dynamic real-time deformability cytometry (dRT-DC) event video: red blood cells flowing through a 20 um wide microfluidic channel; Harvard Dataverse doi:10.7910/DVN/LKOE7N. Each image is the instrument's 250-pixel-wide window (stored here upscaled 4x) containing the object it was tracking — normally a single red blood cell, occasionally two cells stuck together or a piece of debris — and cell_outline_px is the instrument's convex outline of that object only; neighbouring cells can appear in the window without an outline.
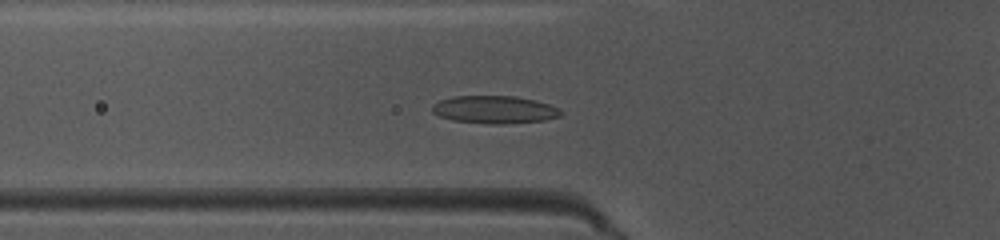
{"species": "common noctule bat (a hibernating species)", "species_latin": "Nyctalus noctula", "temperature_condition": "warm", "stored_images_in_passage": 38, "camera_frame_rate_fps": 3000, "um_per_image_px": 0.085, "animal": {"sex": "female", "body_mass_g": 10.0, "forearm_length_mm": 53.1}, "frame": {"image": 1, "passage_image": 6, "time_ms": 1.667, "image_size_px": [1000, 240], "cell_outline_px": [[564, 112], [560, 116], [544, 120], [504, 124], [488, 124], [452, 120], [440, 116], [432, 112], [432, 104], [440, 100], [452, 96], [516, 96], [536, 100], [560, 108]], "centroid_in_image_um": [42.04, 9.31], "position_along_channel_um": 83.8, "area_um2": 20.92}}
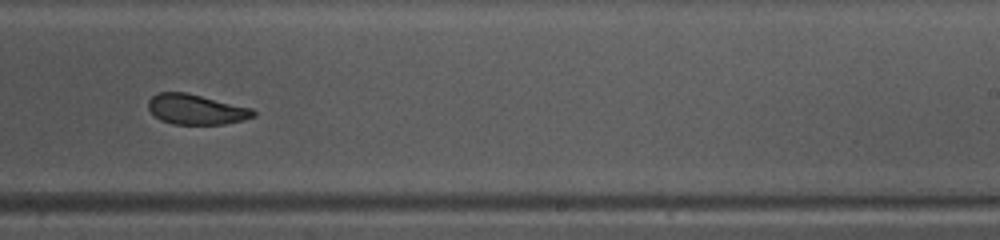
{"frame": {"image": 2, "passage_image": 20, "time_ms": 6.333, "image_size_px": [1000, 240], "cell_outline_px": [[256, 116], [244, 120], [224, 124], [172, 124], [160, 120], [148, 108], [148, 100], [156, 92], [184, 92], [252, 108], [256, 112]], "centroid_in_image_um": [16.67, 9.3], "position_along_channel_um": 272.3, "area_um2": 18.44}}
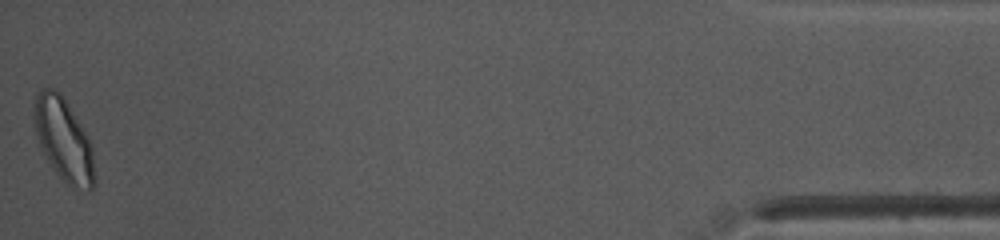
{"frame": {"image": 3, "passage_image": 38, "time_ms": 12.333, "image_size_px": [1000, 240], "cell_outline_px": [[96, 180], [92, 188], [88, 192], [72, 188], [56, 172], [48, 160], [40, 144], [36, 132], [32, 112], [32, 104], [36, 96], [44, 88], [52, 88], [60, 92], [88, 136], [92, 148]], "centroid_in_image_um": [5.42, 11.89], "position_along_channel_um": 429.8, "area_um2": 29.07}, "authors_computed_cell_mechanics": {"area_um2": 19.7098, "velocity_mm_per_s": 4.0223, "shape_relaxation_time_tau1_ms": 3.4958, "shape_relaxation_time_tau2_ms": 1.3258, "deformation_change_tau1": 0.1301, "deformation_change_tau2": 0.0829}}